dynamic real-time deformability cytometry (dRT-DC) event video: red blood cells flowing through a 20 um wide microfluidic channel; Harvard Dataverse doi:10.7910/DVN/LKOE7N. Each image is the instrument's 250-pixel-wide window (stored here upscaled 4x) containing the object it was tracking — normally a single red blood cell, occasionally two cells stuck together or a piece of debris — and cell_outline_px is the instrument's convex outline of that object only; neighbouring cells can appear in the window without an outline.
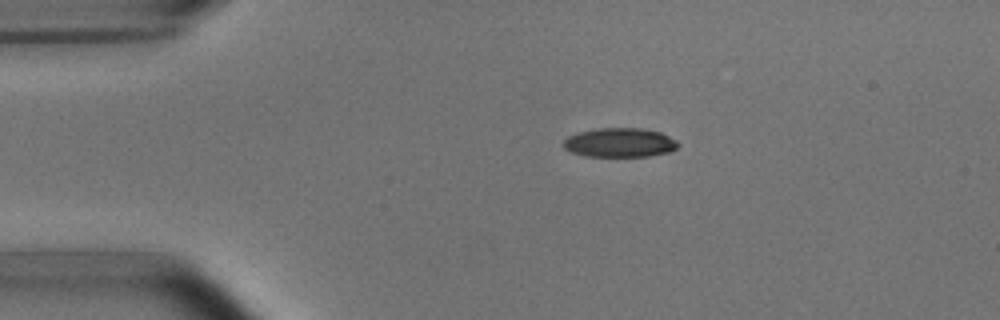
{"species": "common noctule bat (a hibernating species)", "species_latin": "Nyctalus noctula", "temperature_condition": "room temperature", "stored_images_in_passage": 3, "camera_frame_rate_fps": 3000, "um_per_image_px": 0.085, "animal": {"sex": "male", "body_mass_g": 15.6}, "frame": {"image": 1, "passage_image": 1, "time_ms": 0.0, "image_size_px": [1000, 320], "cell_outline_px": [[680, 144], [676, 148], [668, 152], [648, 156], [584, 156], [572, 152], [564, 148], [564, 140], [568, 136], [576, 132], [596, 128], [640, 128], [660, 132], [676, 140]], "centroid_in_image_um": [52.66, 12.11], "position_along_channel_um": 32.3, "area_um2": 19.48}}
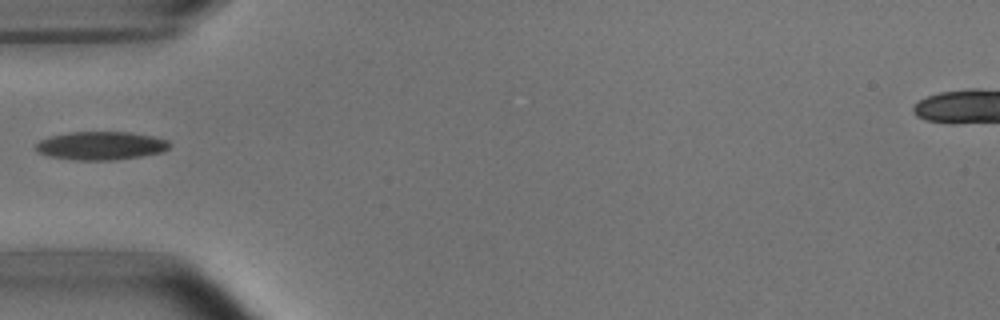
{"frame": {"image": 2, "passage_image": 3, "time_ms": 2.333, "image_size_px": [1000, 320], "cell_outline_px": [[172, 144], [168, 148], [160, 152], [140, 156], [112, 160], [72, 160], [48, 156], [40, 152], [36, 148], [36, 144], [40, 140], [48, 136], [68, 132], [132, 132], [152, 136], [168, 140]], "centroid_in_image_um": [8.56, 12.37], "position_along_channel_um": 76.4, "area_um2": 22.08}}